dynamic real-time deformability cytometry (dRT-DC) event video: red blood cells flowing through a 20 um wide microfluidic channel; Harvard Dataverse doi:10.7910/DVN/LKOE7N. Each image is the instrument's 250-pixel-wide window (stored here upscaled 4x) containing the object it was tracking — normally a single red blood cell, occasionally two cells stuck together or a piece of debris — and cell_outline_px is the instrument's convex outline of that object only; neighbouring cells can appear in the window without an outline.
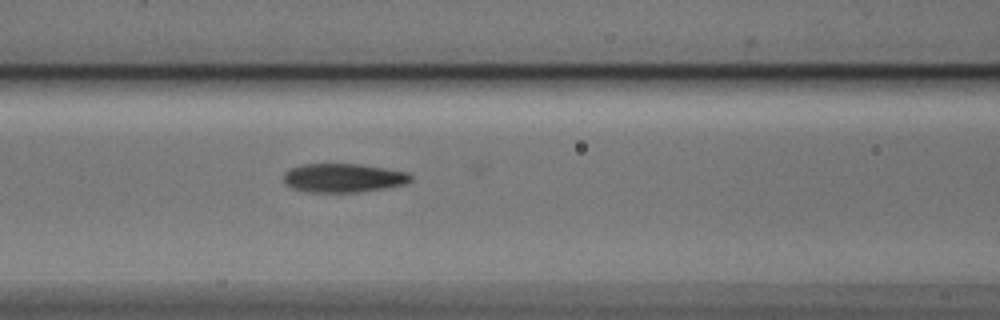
{"species": "Egyptian fruit bat (a non-hibernating species)", "species_latin": "Rousettus aegyptiacus", "temperature_condition": "cold", "stored_images_in_passage": 19, "camera_frame_rate_fps": 3000, "um_per_image_px": 0.085, "animal": {"sex": "male"}, "frame": {"image": 1, "passage_image": 18, "time_ms": 5.667, "image_size_px": [1000, 320], "cell_outline_px": [[412, 180], [408, 184], [360, 192], [308, 192], [292, 188], [284, 184], [284, 172], [288, 168], [300, 164], [360, 164], [408, 172], [412, 176]], "centroid_in_image_um": [29.17, 15.12], "position_along_channel_um": 137.4, "area_um2": 21.62}}